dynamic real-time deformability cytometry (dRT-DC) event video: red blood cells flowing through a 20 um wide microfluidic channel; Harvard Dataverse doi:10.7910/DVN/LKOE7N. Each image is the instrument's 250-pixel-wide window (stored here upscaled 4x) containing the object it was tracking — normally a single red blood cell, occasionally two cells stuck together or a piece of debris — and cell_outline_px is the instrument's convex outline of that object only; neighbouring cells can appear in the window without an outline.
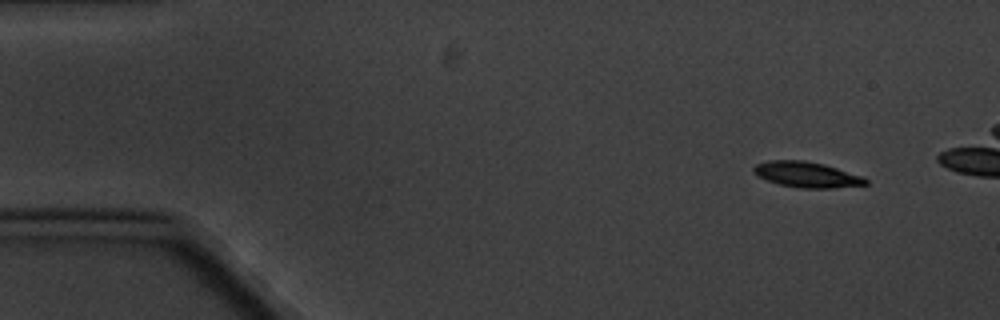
{"species": "common noctule bat (a hibernating species)", "species_latin": "Nyctalus noctula", "temperature_condition": "cold", "stored_images_in_passage": 5, "camera_frame_rate_fps": 3000, "um_per_image_px": 0.085, "animal": {"sex": "male", "body_mass_g": 20.1, "forearm_length_mm": 53.5}, "frame": {"image": 1, "passage_image": 1, "time_ms": 0.0, "image_size_px": [1000, 320], "cell_outline_px": [[868, 184], [832, 188], [800, 188], [780, 184], [768, 180], [752, 172], [752, 168], [756, 164], [768, 160], [804, 160], [824, 164], [864, 176], [868, 180]], "centroid_in_image_um": [68.59, 14.83], "position_along_channel_um": 16.4, "area_um2": 16.7}}